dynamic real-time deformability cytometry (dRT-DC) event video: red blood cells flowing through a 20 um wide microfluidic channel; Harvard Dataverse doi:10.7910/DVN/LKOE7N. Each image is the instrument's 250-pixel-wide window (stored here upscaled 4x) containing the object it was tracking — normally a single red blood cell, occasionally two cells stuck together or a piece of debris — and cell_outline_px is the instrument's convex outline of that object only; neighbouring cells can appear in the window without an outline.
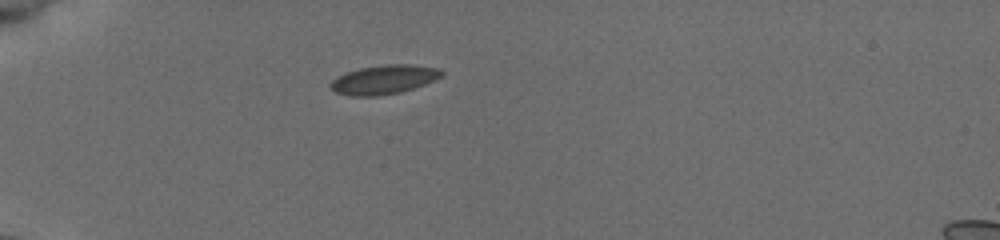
{"species": "common noctule bat (a hibernating species)", "species_latin": "Nyctalus noctula", "temperature_condition": "cold", "stored_images_in_passage": 38, "camera_frame_rate_fps": 3000, "um_per_image_px": 0.085, "animal": {"sex": "female", "body_mass_g": 19.5, "forearm_length_mm": 54.1}, "frame": {"image": 1, "passage_image": 1, "time_ms": 0.0, "image_size_px": [1000, 240], "cell_outline_px": [[444, 76], [424, 84], [400, 92], [376, 96], [352, 96], [336, 92], [328, 84], [336, 76], [344, 72], [360, 68], [388, 64], [412, 64], [440, 68], [444, 72]], "centroid_in_image_um": [32.64, 6.75], "position_along_channel_um": 52.4, "area_um2": 18.9}}
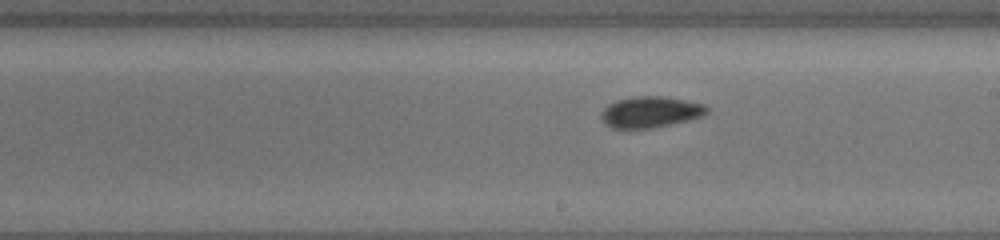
{"frame": {"image": 2, "passage_image": 17, "time_ms": 5.333, "image_size_px": [1000, 240], "cell_outline_px": [[708, 112], [704, 116], [688, 120], [652, 128], [612, 128], [604, 124], [600, 120], [600, 112], [608, 104], [616, 100], [632, 96], [664, 96], [704, 104], [708, 108]], "centroid_in_image_um": [55.24, 9.52], "position_along_channel_um": 233.8, "area_um2": 19.36}}
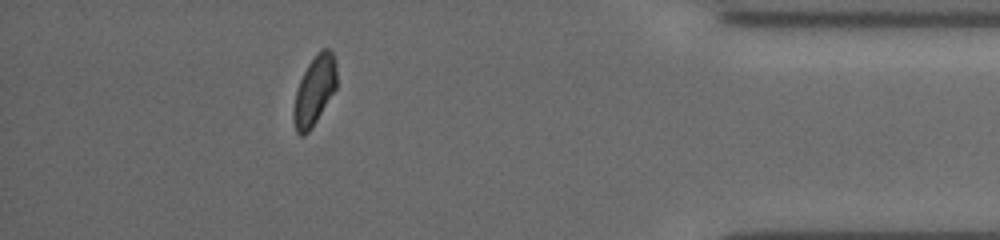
{"frame": {"image": 3, "passage_image": 33, "time_ms": 10.667, "image_size_px": [1000, 240], "cell_outline_px": [[336, 88], [312, 128], [304, 136], [300, 136], [296, 132], [292, 120], [292, 112], [296, 92], [300, 80], [308, 64], [316, 52], [320, 48], [332, 48], [336, 64]], "centroid_in_image_um": [26.72, 7.69], "position_along_channel_um": 408.5, "area_um2": 17.63}, "authors_computed_cell_mechanics": {"area_um2": 18.4382, "velocity_mm_per_s": 3.9064, "shape_relaxation_time_tau1_ms": 6.4381, "shape_relaxation_time_tau2_ms": 2.1312, "deformation_change_tau1": 0.1095, "deformation_change_tau2": 0.0448}}